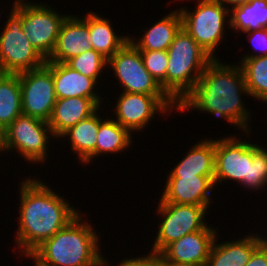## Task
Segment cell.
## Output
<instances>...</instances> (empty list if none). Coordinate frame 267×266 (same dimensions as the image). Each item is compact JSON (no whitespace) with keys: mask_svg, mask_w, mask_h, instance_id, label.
I'll return each instance as SVG.
<instances>
[{"mask_svg":"<svg viewBox=\"0 0 267 266\" xmlns=\"http://www.w3.org/2000/svg\"><path fill=\"white\" fill-rule=\"evenodd\" d=\"M115 266H165L159 254L148 253L135 258H124Z\"/></svg>","mask_w":267,"mask_h":266,"instance_id":"31","label":"cell"},{"mask_svg":"<svg viewBox=\"0 0 267 266\" xmlns=\"http://www.w3.org/2000/svg\"><path fill=\"white\" fill-rule=\"evenodd\" d=\"M52 76L57 99L71 97L101 98L98 93L99 89L96 87L97 82L93 78L73 70L66 63L52 62Z\"/></svg>","mask_w":267,"mask_h":266,"instance_id":"19","label":"cell"},{"mask_svg":"<svg viewBox=\"0 0 267 266\" xmlns=\"http://www.w3.org/2000/svg\"><path fill=\"white\" fill-rule=\"evenodd\" d=\"M242 95L250 96L240 65L213 59L193 90L178 105V113L189 110L208 113L223 118L248 135L252 129L249 127L252 112L246 108Z\"/></svg>","mask_w":267,"mask_h":266,"instance_id":"1","label":"cell"},{"mask_svg":"<svg viewBox=\"0 0 267 266\" xmlns=\"http://www.w3.org/2000/svg\"><path fill=\"white\" fill-rule=\"evenodd\" d=\"M160 200L166 203L211 206L214 177L167 176ZM212 190V191H211Z\"/></svg>","mask_w":267,"mask_h":266,"instance_id":"14","label":"cell"},{"mask_svg":"<svg viewBox=\"0 0 267 266\" xmlns=\"http://www.w3.org/2000/svg\"><path fill=\"white\" fill-rule=\"evenodd\" d=\"M253 47L254 53H245L241 58L261 57L267 55V28H261L251 32H243ZM260 51V52H259ZM257 52V53H256ZM256 53V54H255Z\"/></svg>","mask_w":267,"mask_h":266,"instance_id":"30","label":"cell"},{"mask_svg":"<svg viewBox=\"0 0 267 266\" xmlns=\"http://www.w3.org/2000/svg\"><path fill=\"white\" fill-rule=\"evenodd\" d=\"M168 176H207L215 174V139H201L192 145Z\"/></svg>","mask_w":267,"mask_h":266,"instance_id":"21","label":"cell"},{"mask_svg":"<svg viewBox=\"0 0 267 266\" xmlns=\"http://www.w3.org/2000/svg\"><path fill=\"white\" fill-rule=\"evenodd\" d=\"M22 114L48 122L57 100L52 76V62L19 73Z\"/></svg>","mask_w":267,"mask_h":266,"instance_id":"13","label":"cell"},{"mask_svg":"<svg viewBox=\"0 0 267 266\" xmlns=\"http://www.w3.org/2000/svg\"><path fill=\"white\" fill-rule=\"evenodd\" d=\"M107 66L113 70L122 92L167 95L144 67L140 50L130 40L107 60Z\"/></svg>","mask_w":267,"mask_h":266,"instance_id":"12","label":"cell"},{"mask_svg":"<svg viewBox=\"0 0 267 266\" xmlns=\"http://www.w3.org/2000/svg\"><path fill=\"white\" fill-rule=\"evenodd\" d=\"M5 135L7 151L33 164L47 161L48 144L55 139L48 122L24 114L5 129Z\"/></svg>","mask_w":267,"mask_h":266,"instance_id":"10","label":"cell"},{"mask_svg":"<svg viewBox=\"0 0 267 266\" xmlns=\"http://www.w3.org/2000/svg\"><path fill=\"white\" fill-rule=\"evenodd\" d=\"M24 180V181H23ZM18 189V230L15 245L19 255L29 256L80 212L39 178L25 177ZM19 248V249H18ZM21 249V251H20Z\"/></svg>","mask_w":267,"mask_h":266,"instance_id":"2","label":"cell"},{"mask_svg":"<svg viewBox=\"0 0 267 266\" xmlns=\"http://www.w3.org/2000/svg\"><path fill=\"white\" fill-rule=\"evenodd\" d=\"M89 38L88 13L83 17L69 14L61 25L54 50L46 62L66 63L72 57L91 50Z\"/></svg>","mask_w":267,"mask_h":266,"instance_id":"16","label":"cell"},{"mask_svg":"<svg viewBox=\"0 0 267 266\" xmlns=\"http://www.w3.org/2000/svg\"><path fill=\"white\" fill-rule=\"evenodd\" d=\"M115 105L113 119L131 134L144 131L158 113L167 116L174 110L178 113V105L168 95L121 92Z\"/></svg>","mask_w":267,"mask_h":266,"instance_id":"11","label":"cell"},{"mask_svg":"<svg viewBox=\"0 0 267 266\" xmlns=\"http://www.w3.org/2000/svg\"><path fill=\"white\" fill-rule=\"evenodd\" d=\"M161 20L156 21L148 29L143 30L142 36H129V40L139 50H162L167 51L170 44L173 42L176 34L182 28V18L180 11L174 9L169 12ZM132 36H135L134 38ZM137 40H136V39Z\"/></svg>","mask_w":267,"mask_h":266,"instance_id":"20","label":"cell"},{"mask_svg":"<svg viewBox=\"0 0 267 266\" xmlns=\"http://www.w3.org/2000/svg\"><path fill=\"white\" fill-rule=\"evenodd\" d=\"M266 235L249 233L238 240L219 243L218 233L209 251L206 266H245L253 251L266 239ZM218 242V243H217Z\"/></svg>","mask_w":267,"mask_h":266,"instance_id":"18","label":"cell"},{"mask_svg":"<svg viewBox=\"0 0 267 266\" xmlns=\"http://www.w3.org/2000/svg\"><path fill=\"white\" fill-rule=\"evenodd\" d=\"M132 134L111 116L99 115V129L95 147V159L103 154H118L132 146Z\"/></svg>","mask_w":267,"mask_h":266,"instance_id":"24","label":"cell"},{"mask_svg":"<svg viewBox=\"0 0 267 266\" xmlns=\"http://www.w3.org/2000/svg\"><path fill=\"white\" fill-rule=\"evenodd\" d=\"M226 136L215 140V185L224 180L236 182L246 189H267V149L261 144L244 141L239 136ZM224 181V182H223ZM266 185V186H265Z\"/></svg>","mask_w":267,"mask_h":266,"instance_id":"4","label":"cell"},{"mask_svg":"<svg viewBox=\"0 0 267 266\" xmlns=\"http://www.w3.org/2000/svg\"><path fill=\"white\" fill-rule=\"evenodd\" d=\"M7 153L6 148V135H5V129L0 126V155L1 153Z\"/></svg>","mask_w":267,"mask_h":266,"instance_id":"34","label":"cell"},{"mask_svg":"<svg viewBox=\"0 0 267 266\" xmlns=\"http://www.w3.org/2000/svg\"><path fill=\"white\" fill-rule=\"evenodd\" d=\"M33 262H34V266H41V265L37 264L34 260H33Z\"/></svg>","mask_w":267,"mask_h":266,"instance_id":"37","label":"cell"},{"mask_svg":"<svg viewBox=\"0 0 267 266\" xmlns=\"http://www.w3.org/2000/svg\"><path fill=\"white\" fill-rule=\"evenodd\" d=\"M7 74L6 70L3 68V66L0 64V81L2 78Z\"/></svg>","mask_w":267,"mask_h":266,"instance_id":"36","label":"cell"},{"mask_svg":"<svg viewBox=\"0 0 267 266\" xmlns=\"http://www.w3.org/2000/svg\"><path fill=\"white\" fill-rule=\"evenodd\" d=\"M66 64L73 70L93 78L97 83L102 79L100 76L107 70V59L94 49L86 50L78 56L69 59Z\"/></svg>","mask_w":267,"mask_h":266,"instance_id":"28","label":"cell"},{"mask_svg":"<svg viewBox=\"0 0 267 266\" xmlns=\"http://www.w3.org/2000/svg\"><path fill=\"white\" fill-rule=\"evenodd\" d=\"M144 67L166 93L167 51L140 50Z\"/></svg>","mask_w":267,"mask_h":266,"instance_id":"29","label":"cell"},{"mask_svg":"<svg viewBox=\"0 0 267 266\" xmlns=\"http://www.w3.org/2000/svg\"><path fill=\"white\" fill-rule=\"evenodd\" d=\"M238 64L242 69L250 97L264 104L267 101V55L240 58Z\"/></svg>","mask_w":267,"mask_h":266,"instance_id":"27","label":"cell"},{"mask_svg":"<svg viewBox=\"0 0 267 266\" xmlns=\"http://www.w3.org/2000/svg\"><path fill=\"white\" fill-rule=\"evenodd\" d=\"M228 9L242 4H247L251 0H220Z\"/></svg>","mask_w":267,"mask_h":266,"instance_id":"33","label":"cell"},{"mask_svg":"<svg viewBox=\"0 0 267 266\" xmlns=\"http://www.w3.org/2000/svg\"><path fill=\"white\" fill-rule=\"evenodd\" d=\"M83 216L80 212L54 236L24 257L41 266H109L111 262L100 251L99 234L91 226L93 223L82 220Z\"/></svg>","mask_w":267,"mask_h":266,"instance_id":"3","label":"cell"},{"mask_svg":"<svg viewBox=\"0 0 267 266\" xmlns=\"http://www.w3.org/2000/svg\"><path fill=\"white\" fill-rule=\"evenodd\" d=\"M101 106L89 117L79 121L76 125L64 132L60 138L70 141L71 152L78 155L83 166L92 164L95 159V147L99 129V110ZM66 138V139H65ZM92 162V163H91ZM85 163V164H84Z\"/></svg>","mask_w":267,"mask_h":266,"instance_id":"22","label":"cell"},{"mask_svg":"<svg viewBox=\"0 0 267 266\" xmlns=\"http://www.w3.org/2000/svg\"><path fill=\"white\" fill-rule=\"evenodd\" d=\"M196 2L198 4L193 10L190 8L189 11L187 6L179 8L182 27L213 59H218L216 50L221 41L225 40L224 34L228 28L226 25H230L229 9L220 0H196Z\"/></svg>","mask_w":267,"mask_h":266,"instance_id":"6","label":"cell"},{"mask_svg":"<svg viewBox=\"0 0 267 266\" xmlns=\"http://www.w3.org/2000/svg\"><path fill=\"white\" fill-rule=\"evenodd\" d=\"M21 114L19 74L7 73L0 81V126L6 129Z\"/></svg>","mask_w":267,"mask_h":266,"instance_id":"26","label":"cell"},{"mask_svg":"<svg viewBox=\"0 0 267 266\" xmlns=\"http://www.w3.org/2000/svg\"><path fill=\"white\" fill-rule=\"evenodd\" d=\"M105 98L71 97L57 99L48 124L57 141L68 129L91 116Z\"/></svg>","mask_w":267,"mask_h":266,"instance_id":"17","label":"cell"},{"mask_svg":"<svg viewBox=\"0 0 267 266\" xmlns=\"http://www.w3.org/2000/svg\"><path fill=\"white\" fill-rule=\"evenodd\" d=\"M93 12H88L90 44L108 60L129 40V35H118L108 18Z\"/></svg>","mask_w":267,"mask_h":266,"instance_id":"23","label":"cell"},{"mask_svg":"<svg viewBox=\"0 0 267 266\" xmlns=\"http://www.w3.org/2000/svg\"><path fill=\"white\" fill-rule=\"evenodd\" d=\"M230 25L232 31L251 32L267 28V0H251L229 9Z\"/></svg>","mask_w":267,"mask_h":266,"instance_id":"25","label":"cell"},{"mask_svg":"<svg viewBox=\"0 0 267 266\" xmlns=\"http://www.w3.org/2000/svg\"><path fill=\"white\" fill-rule=\"evenodd\" d=\"M245 266H267V237L253 251L248 263Z\"/></svg>","mask_w":267,"mask_h":266,"instance_id":"32","label":"cell"},{"mask_svg":"<svg viewBox=\"0 0 267 266\" xmlns=\"http://www.w3.org/2000/svg\"><path fill=\"white\" fill-rule=\"evenodd\" d=\"M19 1L14 0L12 11L0 31V64L12 74L34 70L46 63L23 33L22 16L15 10Z\"/></svg>","mask_w":267,"mask_h":266,"instance_id":"7","label":"cell"},{"mask_svg":"<svg viewBox=\"0 0 267 266\" xmlns=\"http://www.w3.org/2000/svg\"><path fill=\"white\" fill-rule=\"evenodd\" d=\"M15 10L22 16V30L29 42L47 60L54 50L61 25L69 14H62L46 3L20 0Z\"/></svg>","mask_w":267,"mask_h":266,"instance_id":"9","label":"cell"},{"mask_svg":"<svg viewBox=\"0 0 267 266\" xmlns=\"http://www.w3.org/2000/svg\"><path fill=\"white\" fill-rule=\"evenodd\" d=\"M165 266H199L191 263H164Z\"/></svg>","mask_w":267,"mask_h":266,"instance_id":"35","label":"cell"},{"mask_svg":"<svg viewBox=\"0 0 267 266\" xmlns=\"http://www.w3.org/2000/svg\"><path fill=\"white\" fill-rule=\"evenodd\" d=\"M218 227L206 226L167 245L159 255L164 263H191L206 266Z\"/></svg>","mask_w":267,"mask_h":266,"instance_id":"15","label":"cell"},{"mask_svg":"<svg viewBox=\"0 0 267 266\" xmlns=\"http://www.w3.org/2000/svg\"><path fill=\"white\" fill-rule=\"evenodd\" d=\"M209 206L184 205L162 202L159 199L156 209L161 217L158 231L153 240L150 253L159 254L171 242L204 229L208 222L205 216Z\"/></svg>","mask_w":267,"mask_h":266,"instance_id":"8","label":"cell"},{"mask_svg":"<svg viewBox=\"0 0 267 266\" xmlns=\"http://www.w3.org/2000/svg\"><path fill=\"white\" fill-rule=\"evenodd\" d=\"M166 94L177 104L193 90L213 58L182 27L167 49Z\"/></svg>","mask_w":267,"mask_h":266,"instance_id":"5","label":"cell"}]
</instances>
